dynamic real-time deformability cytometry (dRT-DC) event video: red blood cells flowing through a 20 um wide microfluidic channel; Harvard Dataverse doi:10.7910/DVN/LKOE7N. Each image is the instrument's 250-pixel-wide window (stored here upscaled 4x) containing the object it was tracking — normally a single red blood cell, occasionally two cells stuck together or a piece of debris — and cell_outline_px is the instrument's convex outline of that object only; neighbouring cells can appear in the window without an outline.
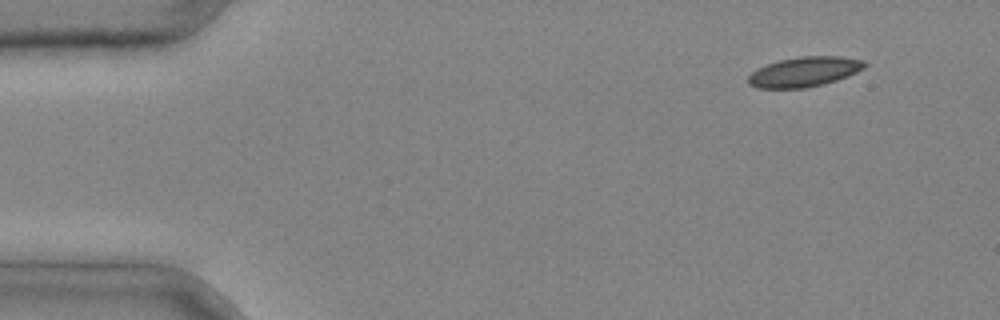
{"species": "common noctule bat (a hibernating species)", "species_latin": "Nyctalus noctula", "temperature_condition": "cold", "stored_images_in_passage": 3, "camera_frame_rate_fps": 3000, "um_per_image_px": 0.085, "animal": {"sex": "male", "body_mass_g": 20.4}, "frame": {"image": 1, "passage_image": 1, "time_ms": 0.0, "image_size_px": [1000, 320], "cell_outline_px": [[868, 64], [864, 68], [848, 76], [824, 84], [804, 88], [756, 88], [748, 84], [748, 76], [756, 68], [776, 60], [800, 56], [840, 56], [864, 60]], "centroid_in_image_um": [68.35, 6.09], "position_along_channel_um": 16.7, "area_um2": 20.52}}
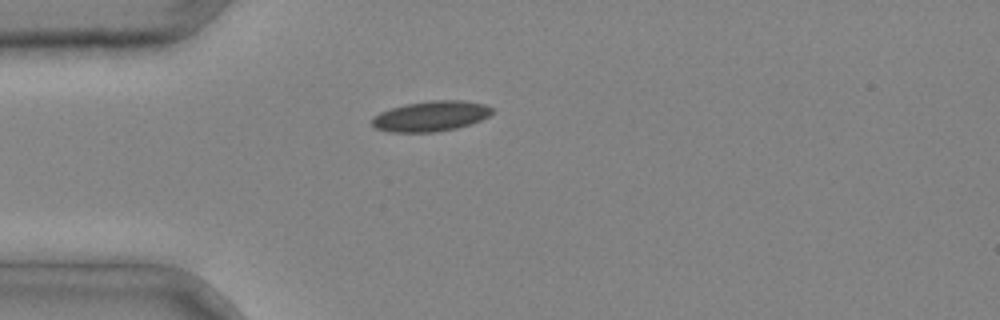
{"frame": {"image": 2, "passage_image": 3, "time_ms": 0.667, "image_size_px": [1000, 320], "cell_outline_px": [[492, 112], [488, 116], [472, 124], [456, 128], [436, 132], [392, 132], [376, 128], [372, 124], [372, 116], [380, 112], [404, 104], [432, 100], [460, 100], [484, 104], [492, 108]], "centroid_in_image_um": [36.61, 9.87], "position_along_channel_um": 48.4, "area_um2": 21.15}}